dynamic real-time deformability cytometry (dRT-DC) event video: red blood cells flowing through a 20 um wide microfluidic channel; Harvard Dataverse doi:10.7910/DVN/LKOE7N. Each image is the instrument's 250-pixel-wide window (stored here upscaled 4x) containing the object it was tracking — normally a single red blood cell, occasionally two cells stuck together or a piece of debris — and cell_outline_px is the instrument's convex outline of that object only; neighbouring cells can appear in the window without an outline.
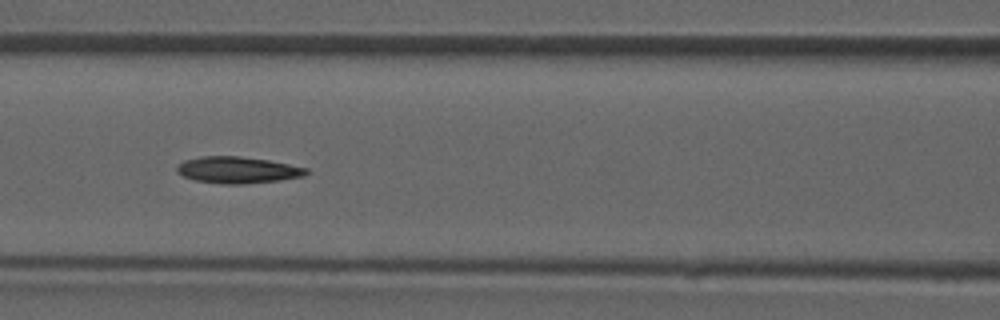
{"species": "common noctule bat (a hibernating species)", "species_latin": "Nyctalus noctula", "temperature_condition": "room temperature", "stored_images_in_passage": 48, "camera_frame_rate_fps": 3000, "um_per_image_px": 0.085, "animal": {"sex": "male", "forearm_length_mm": 52.5}, "frame": {"image": 1, "passage_image": 21, "time_ms": 6.667, "image_size_px": [1000, 320], "cell_outline_px": [[308, 172], [304, 176], [276, 180], [244, 184], [224, 184], [196, 180], [184, 176], [176, 172], [176, 164], [184, 160], [200, 156], [236, 156], [268, 160], [308, 168]], "centroid_in_image_um": [20.15, 14.44], "position_along_channel_um": 146.5, "area_um2": 19.88}}